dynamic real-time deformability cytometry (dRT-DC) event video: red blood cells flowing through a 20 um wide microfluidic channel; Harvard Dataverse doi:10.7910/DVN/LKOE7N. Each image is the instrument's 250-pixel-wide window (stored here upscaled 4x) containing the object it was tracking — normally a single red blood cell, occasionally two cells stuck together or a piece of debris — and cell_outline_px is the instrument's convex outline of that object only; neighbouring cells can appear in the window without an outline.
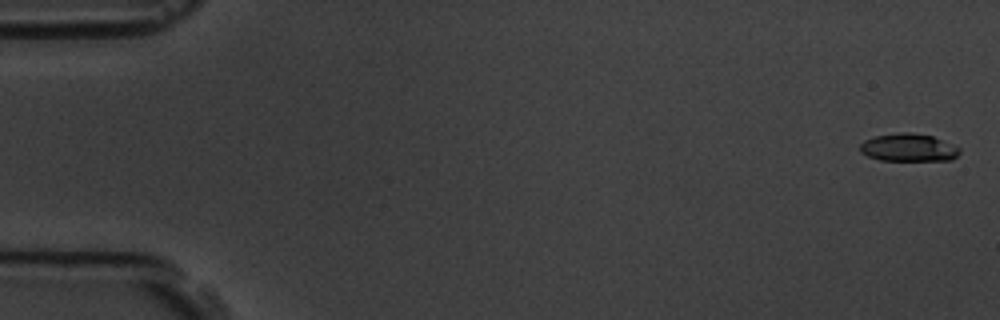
{"species": "common noctule bat (a hibernating species)", "species_latin": "Nyctalus noctula", "temperature_condition": "room temperature", "stored_images_in_passage": 6, "camera_frame_rate_fps": 3000, "um_per_image_px": 0.085, "animal": {"sex": "male", "body_mass_g": 19.5, "forearm_length_mm": 54.6}, "frame": {"image": 1, "passage_image": 1, "time_ms": 0.0, "image_size_px": [1000, 320], "cell_outline_px": [[960, 152], [952, 160], [880, 160], [868, 156], [860, 152], [860, 144], [864, 140], [876, 136], [900, 132], [912, 132], [932, 136], [960, 148]], "centroid_in_image_um": [77.21, 12.54], "position_along_channel_um": 7.8, "area_um2": 16.01}}
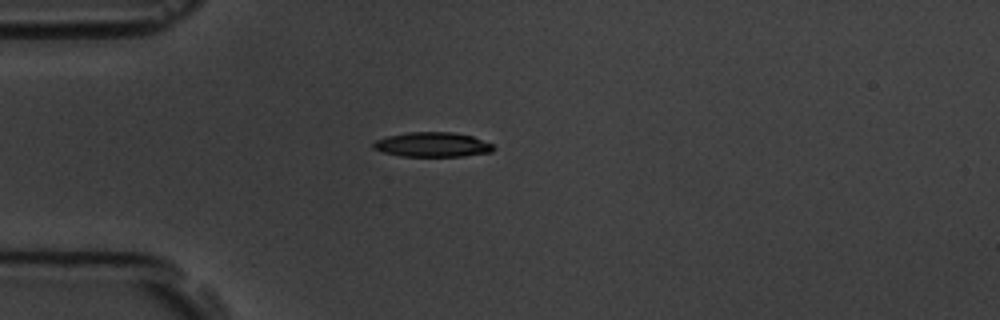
{"frame": {"image": 2, "passage_image": 5, "time_ms": 4.667, "image_size_px": [1000, 320], "cell_outline_px": [[496, 148], [492, 152], [464, 156], [400, 156], [384, 152], [372, 148], [372, 144], [376, 140], [388, 136], [408, 132], [452, 132], [472, 136], [492, 144]], "centroid_in_image_um": [36.77, 12.29], "position_along_channel_um": 48.2, "area_um2": 17.22}}